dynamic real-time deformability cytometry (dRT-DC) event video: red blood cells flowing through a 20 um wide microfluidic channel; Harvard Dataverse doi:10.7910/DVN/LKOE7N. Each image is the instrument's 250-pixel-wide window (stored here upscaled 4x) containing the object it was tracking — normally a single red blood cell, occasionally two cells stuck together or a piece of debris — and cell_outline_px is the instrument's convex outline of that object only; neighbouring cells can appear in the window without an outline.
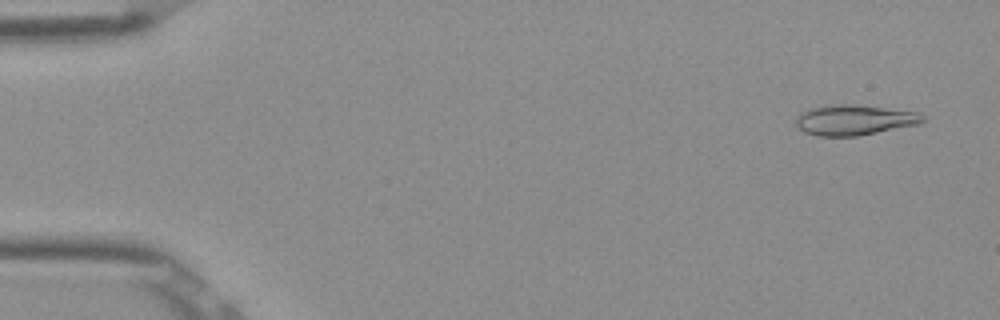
{"species": "Egyptian fruit bat (a non-hibernating species)", "species_latin": "Rousettus aegyptiacus", "temperature_condition": "room temperature", "stored_images_in_passage": 52, "camera_frame_rate_fps": 3000, "um_per_image_px": 0.085, "frame": {"image": 1, "passage_image": 3, "time_ms": 0.667, "image_size_px": [1000, 320], "cell_outline_px": [[924, 120], [920, 124], [856, 136], [816, 136], [804, 132], [796, 124], [796, 116], [800, 112], [808, 108], [836, 104], [852, 104], [920, 112], [924, 116]], "centroid_in_image_um": [72.6, 10.19], "position_along_channel_um": 12.4, "area_um2": 22.48}}
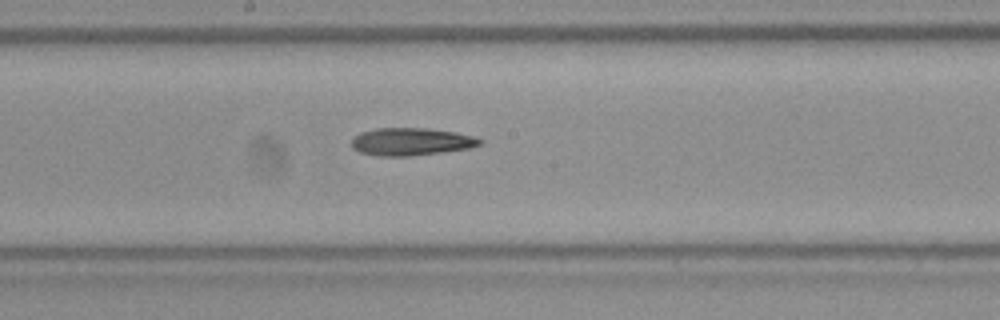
{"frame": {"image": 2, "passage_image": 28, "time_ms": 9.0, "image_size_px": [1000, 320], "cell_outline_px": [[484, 144], [468, 148], [412, 156], [376, 156], [360, 152], [352, 148], [352, 136], [360, 132], [376, 128], [428, 128], [456, 132], [472, 136], [484, 140]], "centroid_in_image_um": [34.93, 12.04], "position_along_channel_um": 213.3, "area_um2": 20.81}}
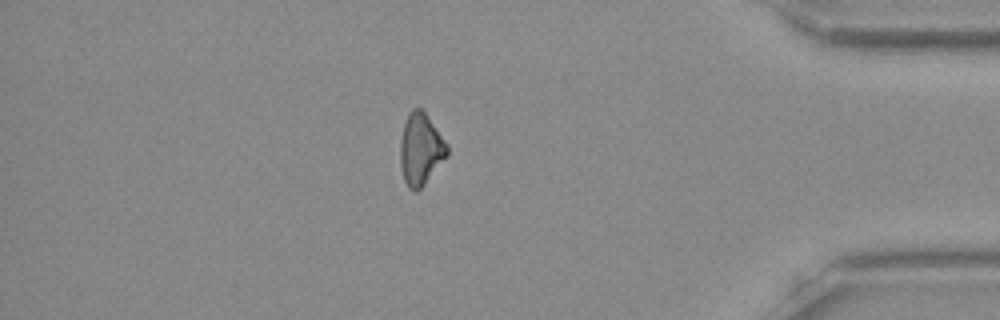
{"frame": {"image": 3, "passage_image": 45, "time_ms": 14.667, "image_size_px": [1000, 320], "cell_outline_px": [[448, 156], [424, 184], [416, 192], [412, 192], [408, 188], [404, 180], [400, 164], [400, 140], [404, 124], [408, 112], [412, 108], [420, 108], [424, 112], [448, 144]], "centroid_in_image_um": [35.75, 12.7], "position_along_channel_um": 399.5, "area_um2": 19.65}}